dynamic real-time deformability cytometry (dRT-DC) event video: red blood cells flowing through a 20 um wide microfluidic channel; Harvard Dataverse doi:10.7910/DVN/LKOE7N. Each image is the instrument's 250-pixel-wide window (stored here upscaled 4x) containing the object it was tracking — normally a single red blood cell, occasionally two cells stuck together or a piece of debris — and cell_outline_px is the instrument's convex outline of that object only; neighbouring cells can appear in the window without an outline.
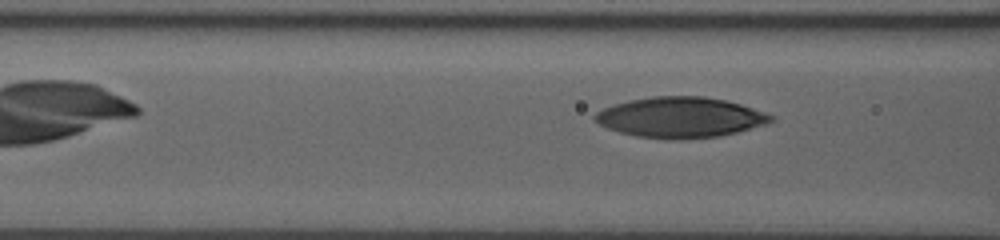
{"species": "human", "species_latin": "Homo sapiens", "temperature_condition": "room temperature", "stored_images_in_passage": 15, "camera_frame_rate_fps": 3000, "um_per_image_px": 0.085, "donor": {"sex": "male"}, "frame": {"image": 1, "passage_image": 15, "time_ms": 7.667, "image_size_px": [1000, 240], "cell_outline_px": [[776, 120], [768, 124], [720, 136], [636, 136], [620, 132], [608, 128], [592, 120], [592, 116], [596, 112], [604, 108], [628, 100], [652, 96], [704, 96], [724, 100], [740, 104], [776, 116]], "centroid_in_image_um": [57.85, 9.93], "position_along_channel_um": 108.8, "area_um2": 40.46}}